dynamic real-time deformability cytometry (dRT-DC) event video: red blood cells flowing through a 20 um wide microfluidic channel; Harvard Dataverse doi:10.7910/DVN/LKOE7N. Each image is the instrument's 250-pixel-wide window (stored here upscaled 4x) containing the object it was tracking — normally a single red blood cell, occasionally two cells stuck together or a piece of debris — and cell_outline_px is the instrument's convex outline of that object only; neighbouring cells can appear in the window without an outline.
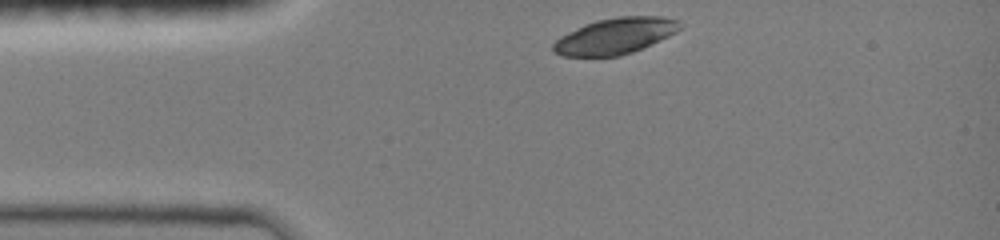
{"species": "common noctule bat (a hibernating species)", "species_latin": "Nyctalus noctula", "temperature_condition": "room temperature", "stored_images_in_passage": 33, "camera_frame_rate_fps": 3000, "um_per_image_px": 0.085, "animal": {"sex": "female", "body_mass_g": 19.0, "forearm_length_mm": 51.5}, "frame": {"image": 1, "passage_image": 1, "time_ms": 0.0, "image_size_px": [1000, 240], "cell_outline_px": [[684, 24], [676, 32], [660, 40], [632, 52], [620, 56], [560, 56], [552, 52], [552, 44], [560, 36], [584, 24], [596, 20], [616, 16], [664, 16], [680, 20]], "centroid_in_image_um": [52.29, 3.05], "position_along_channel_um": 32.7, "area_um2": 26.88}}
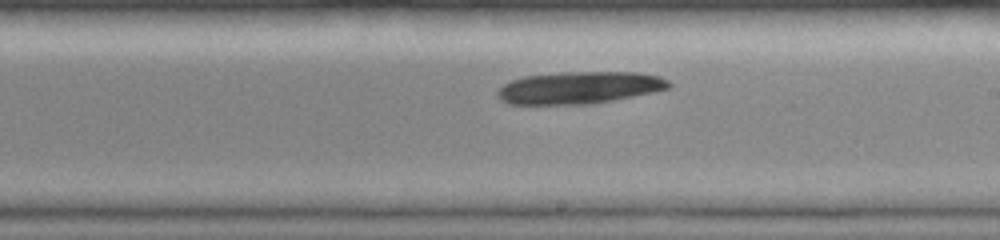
{"frame": {"image": 2, "passage_image": 19, "time_ms": 6.0, "image_size_px": [1000, 240], "cell_outline_px": [[672, 84], [668, 88], [652, 92], [592, 104], [508, 104], [500, 100], [496, 96], [496, 92], [504, 84], [512, 80], [524, 76], [564, 72], [636, 72], [660, 76], [668, 80]], "centroid_in_image_um": [49.21, 7.45], "position_along_channel_um": 239.8, "area_um2": 32.08}}
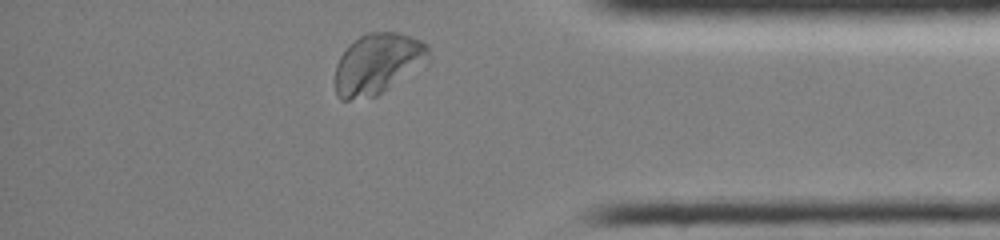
{"frame": {"image": 3, "passage_image": 32, "time_ms": 10.333, "image_size_px": [1000, 240], "cell_outline_px": [[428, 56], [388, 88], [376, 96], [348, 100], [340, 100], [336, 96], [336, 64], [340, 56], [348, 44], [360, 36], [368, 32], [396, 32], [420, 40], [428, 44]], "centroid_in_image_um": [31.99, 5.4], "position_along_channel_um": 403.2, "area_um2": 32.02}}